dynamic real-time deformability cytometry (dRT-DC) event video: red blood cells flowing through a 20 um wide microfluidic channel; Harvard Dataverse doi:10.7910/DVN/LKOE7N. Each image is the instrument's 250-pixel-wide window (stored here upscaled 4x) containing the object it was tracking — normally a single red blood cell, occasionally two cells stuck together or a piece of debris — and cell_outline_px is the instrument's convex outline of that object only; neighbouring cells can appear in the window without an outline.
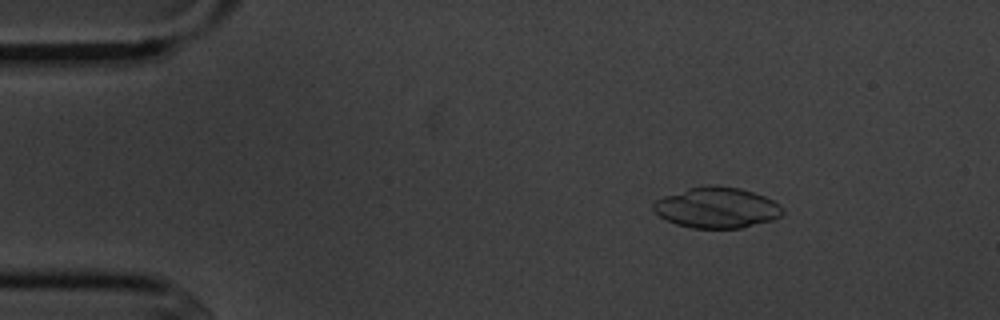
{"species": "common noctule bat (a hibernating species)", "species_latin": "Nyctalus noctula", "temperature_condition": "cold", "stored_images_in_passage": 5, "camera_frame_rate_fps": 3000, "um_per_image_px": 0.085, "animal": {"sex": "male", "body_mass_g": 20.1, "forearm_length_mm": 53.5}, "frame": {"image": 1, "passage_image": 3, "time_ms": 2.333, "image_size_px": [1000, 320], "cell_outline_px": [[784, 212], [780, 216], [772, 220], [740, 228], [692, 228], [676, 224], [660, 216], [652, 208], [652, 204], [656, 200], [664, 196], [688, 188], [708, 184], [740, 188], [764, 196], [780, 204], [784, 208]], "centroid_in_image_um": [60.93, 17.64], "position_along_channel_um": 24.1, "area_um2": 30.63}}